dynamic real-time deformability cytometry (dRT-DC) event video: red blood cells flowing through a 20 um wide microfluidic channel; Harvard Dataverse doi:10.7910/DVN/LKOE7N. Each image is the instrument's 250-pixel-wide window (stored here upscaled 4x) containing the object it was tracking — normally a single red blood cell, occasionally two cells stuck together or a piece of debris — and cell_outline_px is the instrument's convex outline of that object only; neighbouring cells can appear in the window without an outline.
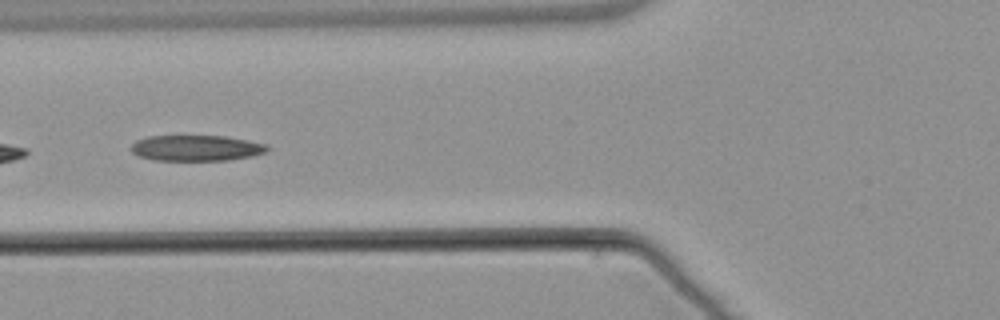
{"species": "common noctule bat (a hibernating species)", "species_latin": "Nyctalus noctula", "temperature_condition": "warm", "stored_images_in_passage": 3, "camera_frame_rate_fps": 3000, "um_per_image_px": 0.085, "animal": {"sex": "male", "body_mass_g": 21.5, "forearm_length_mm": 52.0}, "frame": {"image": 1, "passage_image": 2, "time_ms": 2.0, "image_size_px": [1000, 320], "cell_outline_px": [[272, 148], [268, 152], [252, 156], [228, 160], [152, 160], [140, 156], [132, 152], [132, 144], [136, 140], [148, 136], [224, 136], [248, 140], [268, 144]], "centroid_in_image_um": [16.75, 12.58], "position_along_channel_um": 109.1, "area_um2": 20.58}}
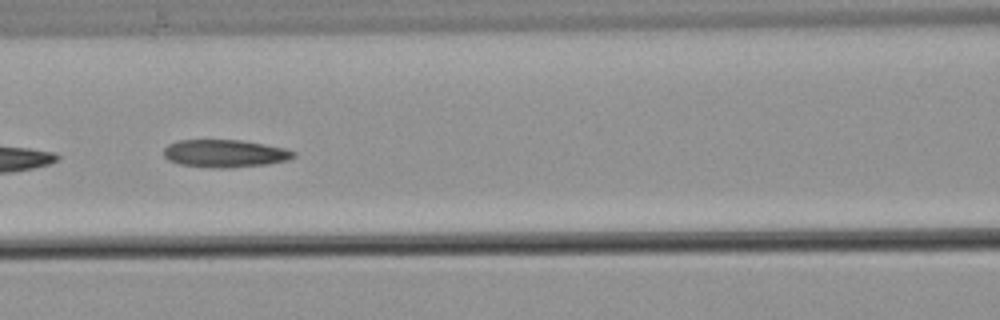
{"frame": {"image": 2, "passage_image": 3, "time_ms": 3.0, "image_size_px": [1000, 320], "cell_outline_px": [[296, 156], [288, 160], [268, 164], [228, 168], [212, 168], [180, 164], [168, 160], [164, 156], [164, 148], [168, 144], [176, 140], [240, 140], [264, 144], [284, 148], [296, 152]], "centroid_in_image_um": [19.11, 13.05], "position_along_channel_um": 147.5, "area_um2": 21.04}}